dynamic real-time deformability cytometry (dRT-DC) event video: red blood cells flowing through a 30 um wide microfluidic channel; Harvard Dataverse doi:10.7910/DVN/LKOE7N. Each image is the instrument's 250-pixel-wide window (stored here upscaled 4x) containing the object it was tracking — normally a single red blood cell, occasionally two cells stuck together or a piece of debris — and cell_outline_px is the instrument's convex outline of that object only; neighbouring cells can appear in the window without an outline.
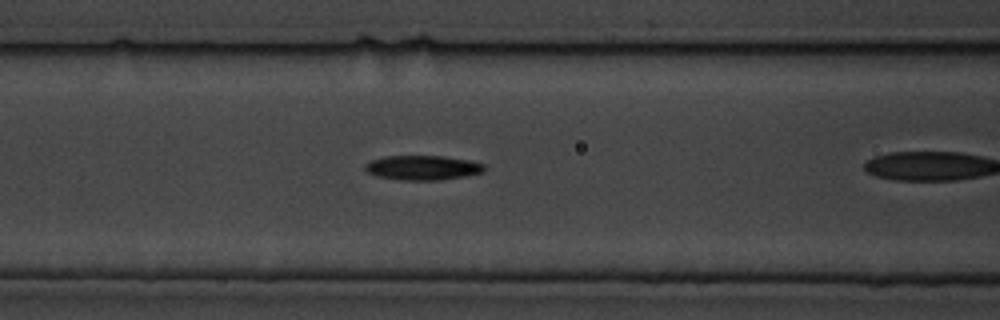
{"species": "common noctule bat (a hibernating species)", "species_latin": "Nyctalus noctula", "temperature_condition": "cold", "stored_images_in_passage": 26, "camera_frame_rate_fps": 3000, "um_per_image_px": 0.085, "animal": {"sex": "male", "body_mass_g": 19.5, "forearm_length_mm": 54.6}, "frame": {"image": 1, "passage_image": 4, "time_ms": 1.0, "image_size_px": [1000, 320], "cell_outline_px": [[484, 172], [464, 176], [440, 180], [400, 180], [376, 176], [368, 172], [364, 168], [364, 164], [372, 160], [384, 156], [444, 156], [468, 160], [484, 164]], "centroid_in_image_um": [35.9, 14.25], "position_along_channel_um": 130.7, "area_um2": 17.05}}
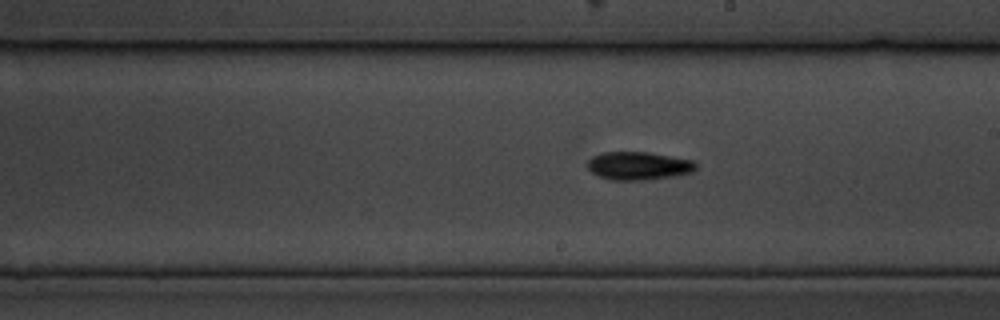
{"frame": {"image": 2, "passage_image": 13, "time_ms": 4.0, "image_size_px": [1000, 320], "cell_outline_px": [[696, 168], [692, 172], [676, 176], [644, 180], [608, 180], [592, 172], [584, 164], [592, 156], [600, 152], [648, 152], [672, 156], [692, 160], [696, 164]], "centroid_in_image_um": [54.24, 14.09], "position_along_channel_um": 234.8, "area_um2": 17.98}}
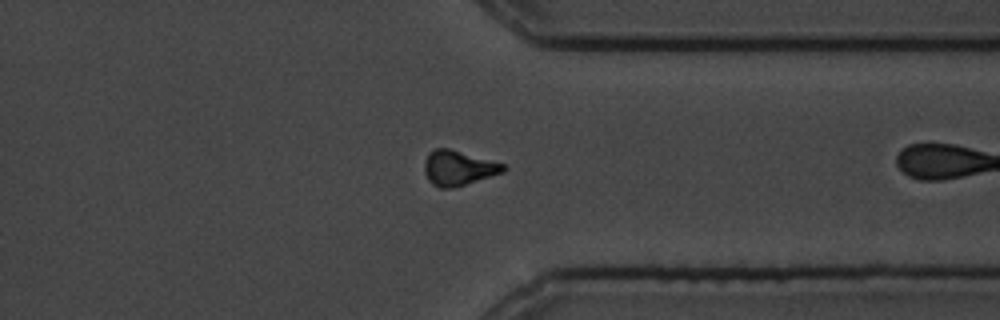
{"frame": {"image": 3, "passage_image": 25, "time_ms": 8.0, "image_size_px": [1000, 320], "cell_outline_px": [[508, 168], [504, 172], [452, 188], [440, 188], [432, 184], [428, 180], [424, 172], [424, 160], [428, 152], [436, 148], [448, 148], [504, 164]], "centroid_in_image_um": [38.92, 14.28], "position_along_channel_um": 372.5, "area_um2": 16.01}}